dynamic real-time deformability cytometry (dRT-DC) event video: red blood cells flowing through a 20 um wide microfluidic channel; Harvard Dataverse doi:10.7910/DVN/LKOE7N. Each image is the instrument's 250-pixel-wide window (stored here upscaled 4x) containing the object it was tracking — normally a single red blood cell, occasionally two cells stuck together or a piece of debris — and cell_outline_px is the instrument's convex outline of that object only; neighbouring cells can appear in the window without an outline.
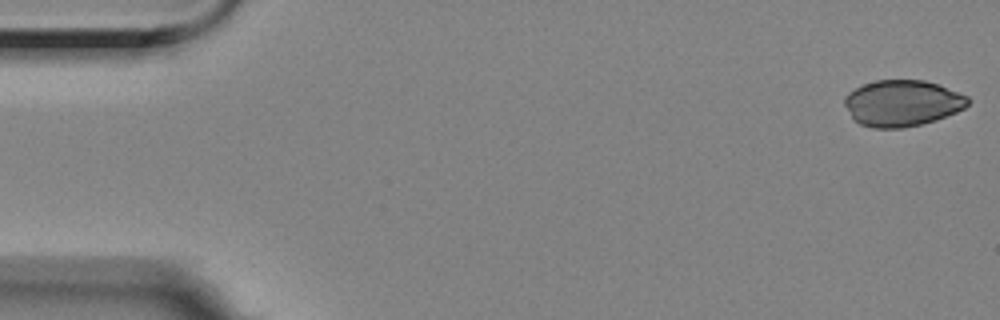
{"species": "Egyptian fruit bat (a non-hibernating species)", "species_latin": "Rousettus aegyptiacus", "temperature_condition": "room temperature", "stored_images_in_passage": 56, "camera_frame_rate_fps": 3000, "um_per_image_px": 0.085, "animal": {"sex": "female"}, "frame": {"image": 1, "passage_image": 1, "time_ms": 0.0, "image_size_px": [1000, 320], "cell_outline_px": [[972, 100], [964, 108], [956, 112], [936, 120], [904, 128], [872, 128], [860, 124], [852, 120], [844, 104], [844, 96], [848, 92], [864, 84], [876, 80], [924, 80], [940, 84], [968, 96]], "centroid_in_image_um": [76.69, 8.77], "position_along_channel_um": 8.3, "area_um2": 33.58}}
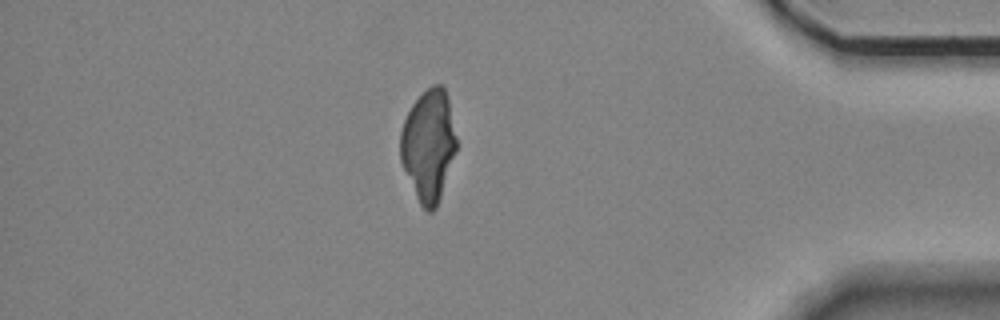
{"frame": {"image": 2, "passage_image": 48, "time_ms": 15.667, "image_size_px": [1000, 320], "cell_outline_px": [[456, 152], [436, 208], [432, 212], [428, 212], [420, 204], [416, 196], [400, 160], [400, 132], [404, 120], [412, 104], [432, 84], [440, 84], [444, 88], [448, 100], [456, 136]], "centroid_in_image_um": [36.42, 12.36], "position_along_channel_um": 398.8, "area_um2": 36.01}}
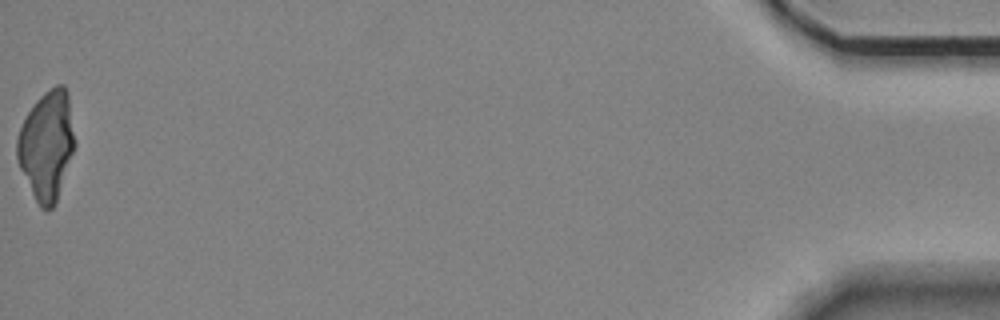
{"frame": {"image": 3, "passage_image": 56, "time_ms": 18.333, "image_size_px": [1000, 320], "cell_outline_px": [[76, 144], [56, 204], [48, 212], [40, 208], [20, 168], [16, 156], [16, 140], [20, 128], [28, 112], [36, 100], [44, 92], [56, 84], [64, 84], [68, 92]], "centroid_in_image_um": [3.99, 12.35], "position_along_channel_um": 431.2, "area_um2": 36.82}}